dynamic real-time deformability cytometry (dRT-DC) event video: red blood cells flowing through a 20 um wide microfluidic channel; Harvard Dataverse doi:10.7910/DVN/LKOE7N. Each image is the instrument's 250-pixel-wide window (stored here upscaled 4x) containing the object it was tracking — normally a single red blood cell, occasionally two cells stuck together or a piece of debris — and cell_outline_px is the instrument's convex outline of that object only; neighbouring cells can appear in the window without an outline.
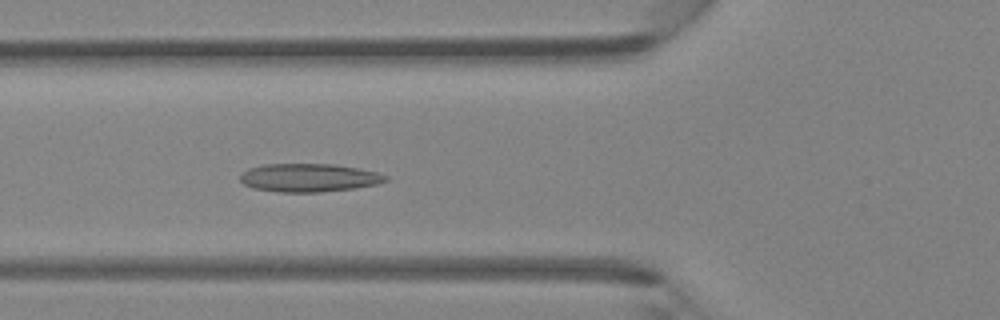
{"species": "Egyptian fruit bat (a non-hibernating species)", "species_latin": "Rousettus aegyptiacus", "temperature_condition": "room temperature", "stored_images_in_passage": 36, "camera_frame_rate_fps": 3000, "um_per_image_px": 0.085, "animal": {"sex": "female"}, "frame": {"image": 1, "passage_image": 7, "time_ms": 2.0, "image_size_px": [1000, 320], "cell_outline_px": [[388, 180], [376, 184], [356, 188], [320, 192], [280, 192], [252, 188], [244, 184], [240, 180], [240, 176], [248, 168], [260, 164], [336, 164], [360, 168], [376, 172], [388, 176]], "centroid_in_image_um": [26.26, 15.1], "position_along_channel_um": 99.5, "area_um2": 24.1}}
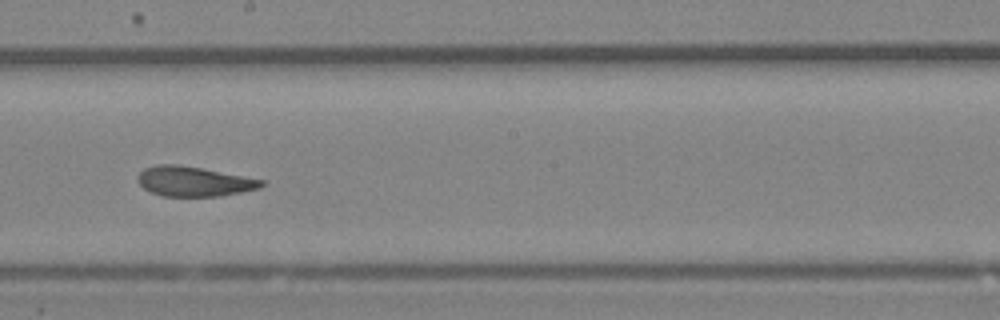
{"frame": {"image": 2, "passage_image": 16, "time_ms": 5.0, "image_size_px": [1000, 320], "cell_outline_px": [[264, 184], [260, 188], [220, 196], [164, 196], [152, 192], [144, 188], [136, 180], [136, 176], [144, 168], [156, 164], [176, 164], [200, 168], [264, 180]], "centroid_in_image_um": [16.43, 15.41], "position_along_channel_um": 231.8, "area_um2": 21.33}}
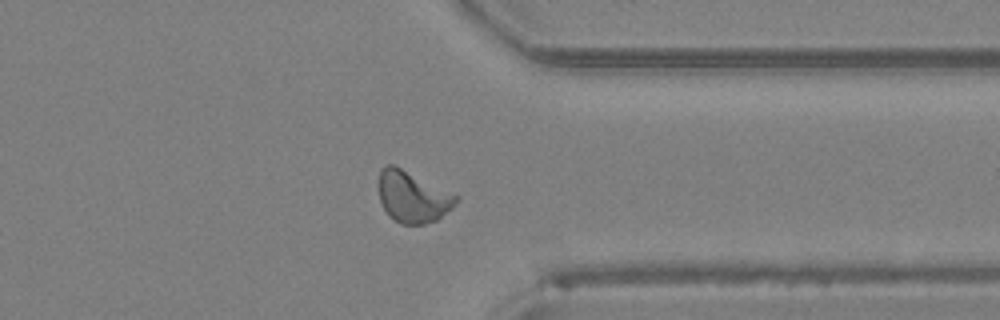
{"frame": {"image": 3, "passage_image": 26, "time_ms": 8.333, "image_size_px": [1000, 320], "cell_outline_px": [[460, 196], [452, 208], [436, 220], [424, 224], [400, 224], [388, 216], [380, 200], [380, 168], [388, 164], [392, 164]], "centroid_in_image_um": [35.08, 16.75], "position_along_channel_um": 376.3, "area_um2": 22.83}}